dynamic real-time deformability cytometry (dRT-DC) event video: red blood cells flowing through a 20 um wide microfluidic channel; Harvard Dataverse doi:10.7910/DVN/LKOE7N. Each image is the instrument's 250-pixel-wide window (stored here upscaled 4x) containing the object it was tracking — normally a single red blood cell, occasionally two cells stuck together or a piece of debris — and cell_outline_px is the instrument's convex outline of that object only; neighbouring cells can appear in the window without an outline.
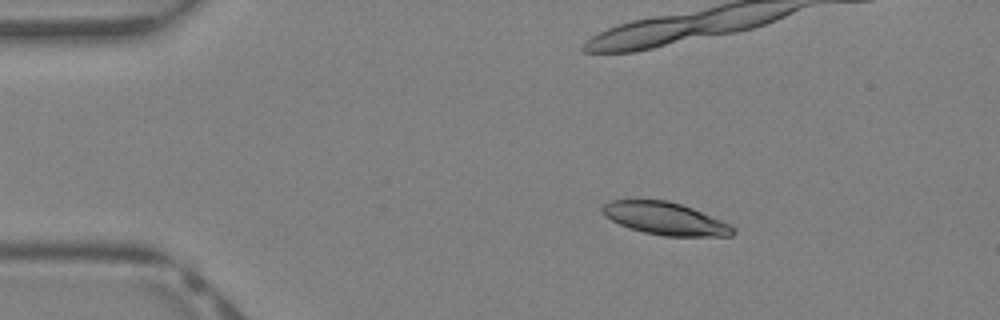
{"species": "Egyptian fruit bat (a non-hibernating species)", "species_latin": "Rousettus aegyptiacus", "temperature_condition": "warm", "stored_images_in_passage": 18, "camera_frame_rate_fps": 3000, "um_per_image_px": 0.085, "animal": {"sex": "female"}, "frame": {"image": 1, "passage_image": 8, "time_ms": 2.333, "image_size_px": [1000, 320], "cell_outline_px": [[736, 232], [732, 236], [664, 236], [644, 232], [628, 228], [604, 216], [600, 212], [600, 208], [604, 204], [612, 200], [668, 200], [692, 208], [732, 224], [736, 228]], "centroid_in_image_um": [56.56, 18.58], "position_along_channel_um": 28.4, "area_um2": 24.91}}